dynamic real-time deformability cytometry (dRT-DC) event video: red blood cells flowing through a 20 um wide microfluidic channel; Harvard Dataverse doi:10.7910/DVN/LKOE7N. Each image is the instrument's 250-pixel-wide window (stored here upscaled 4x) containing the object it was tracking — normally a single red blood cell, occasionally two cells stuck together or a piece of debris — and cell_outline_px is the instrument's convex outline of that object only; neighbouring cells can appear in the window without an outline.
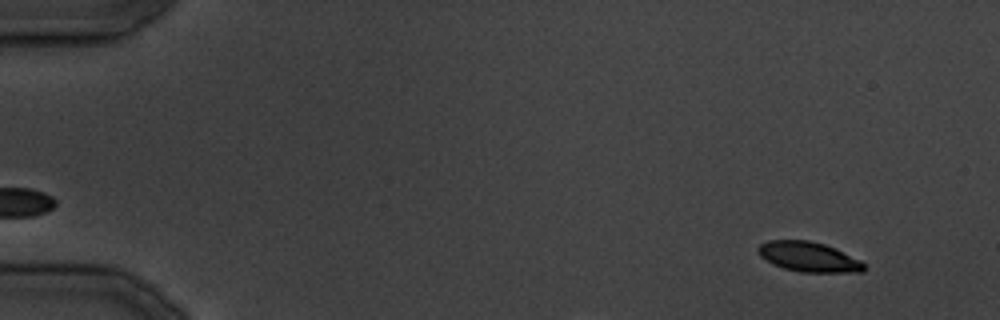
{"species": "common noctule bat (a hibernating species)", "species_latin": "Nyctalus noctula", "temperature_condition": "cold", "stored_images_in_passage": 9, "camera_frame_rate_fps": 3000, "um_per_image_px": 0.085, "animal": {"sex": "male", "body_mass_g": 19.5, "forearm_length_mm": 54.6}, "frame": {"image": 1, "passage_image": 3, "time_ms": 2.333, "image_size_px": [1000, 320], "cell_outline_px": [[864, 272], [800, 272], [784, 268], [772, 264], [760, 256], [756, 252], [756, 248], [760, 244], [768, 240], [808, 240], [824, 244], [836, 248], [860, 260], [864, 264]], "centroid_in_image_um": [68.7, 21.82], "position_along_channel_um": 16.3, "area_um2": 18.55}}